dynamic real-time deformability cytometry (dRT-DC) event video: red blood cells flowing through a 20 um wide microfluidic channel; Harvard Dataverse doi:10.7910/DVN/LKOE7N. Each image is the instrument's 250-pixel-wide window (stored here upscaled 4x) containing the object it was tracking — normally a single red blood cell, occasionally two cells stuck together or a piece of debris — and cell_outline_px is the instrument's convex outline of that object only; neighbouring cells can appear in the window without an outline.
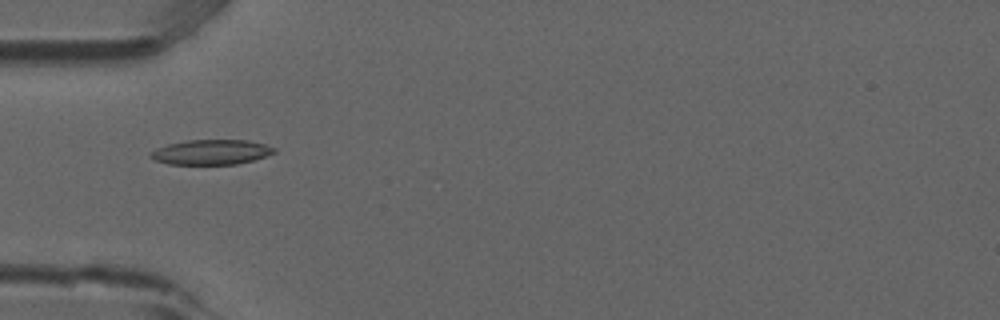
{"species": "common noctule bat (a hibernating species)", "species_latin": "Nyctalus noctula", "temperature_condition": "room temperature", "stored_images_in_passage": 4, "camera_frame_rate_fps": 3000, "um_per_image_px": 0.085, "animal": {"sex": "male", "forearm_length_mm": 52.5}, "frame": {"image": 1, "passage_image": 1, "time_ms": 0.0, "image_size_px": [1000, 320], "cell_outline_px": [[276, 152], [252, 160], [236, 164], [168, 164], [156, 160], [148, 156], [148, 152], [156, 148], [168, 144], [188, 140], [248, 140], [264, 144], [276, 148]], "centroid_in_image_um": [17.91, 12.92], "position_along_channel_um": 67.1, "area_um2": 17.92}}
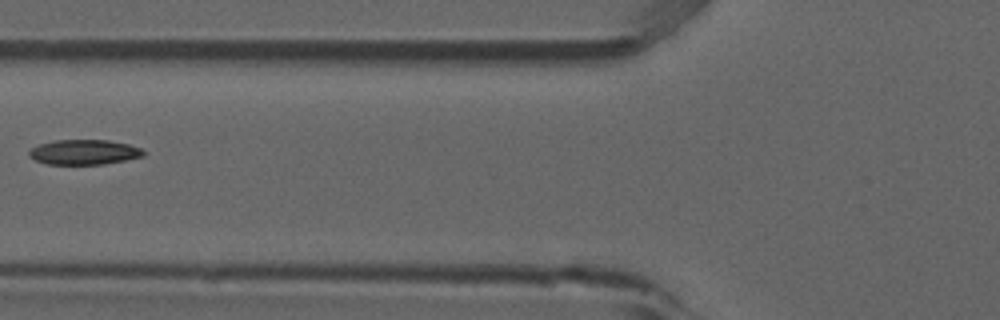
{"frame": {"image": 2, "passage_image": 2, "time_ms": 0.333, "image_size_px": [1000, 320], "cell_outline_px": [[144, 156], [104, 164], [48, 164], [36, 160], [28, 156], [28, 152], [32, 148], [40, 144], [56, 140], [108, 140], [128, 144], [140, 148], [144, 152]], "centroid_in_image_um": [7.14, 12.93], "position_along_channel_um": 118.7, "area_um2": 16.47}}
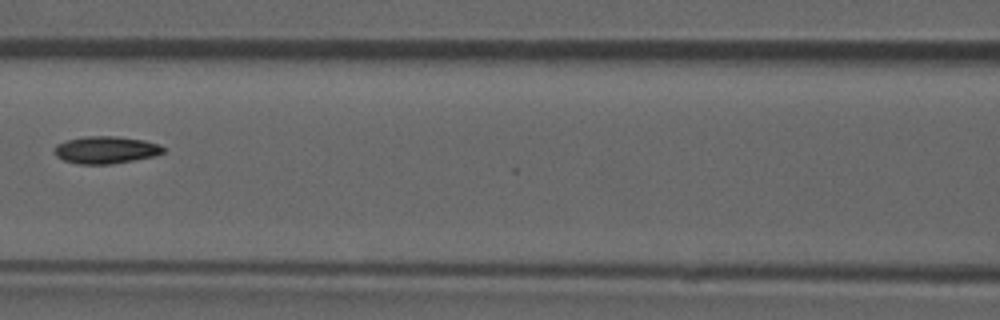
{"frame": {"image": 3, "passage_image": 3, "time_ms": 0.667, "image_size_px": [1000, 320], "cell_outline_px": [[164, 152], [156, 156], [112, 164], [80, 164], [64, 160], [56, 156], [52, 152], [56, 144], [68, 140], [88, 136], [116, 136], [144, 140], [160, 144], [164, 148]], "centroid_in_image_um": [9.0, 12.74], "position_along_channel_um": 157.6, "area_um2": 17.4}}